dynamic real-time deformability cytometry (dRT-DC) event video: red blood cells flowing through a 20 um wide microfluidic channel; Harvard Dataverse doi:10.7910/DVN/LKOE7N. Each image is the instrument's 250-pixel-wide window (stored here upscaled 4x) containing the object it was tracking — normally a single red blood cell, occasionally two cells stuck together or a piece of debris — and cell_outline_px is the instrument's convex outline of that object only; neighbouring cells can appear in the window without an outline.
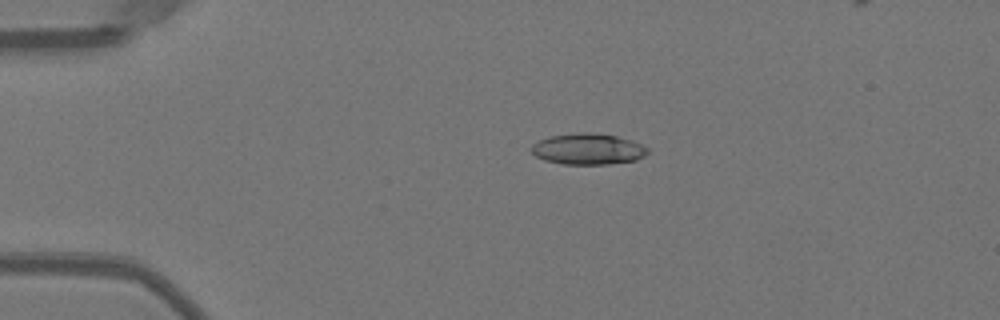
{"species": "Egyptian fruit bat (a non-hibernating species)", "species_latin": "Rousettus aegyptiacus", "temperature_condition": "warm", "stored_images_in_passage": 52, "camera_frame_rate_fps": 3000, "um_per_image_px": 0.085, "animal": {"sex": "female"}, "frame": {"image": 1, "passage_image": 11, "time_ms": 3.333, "image_size_px": [1000, 320], "cell_outline_px": [[648, 152], [644, 156], [636, 160], [608, 164], [564, 164], [544, 160], [536, 156], [532, 152], [532, 144], [548, 136], [580, 132], [592, 132], [616, 136], [632, 140], [648, 148]], "centroid_in_image_um": [49.98, 12.66], "position_along_channel_um": 35.0, "area_um2": 21.04}}
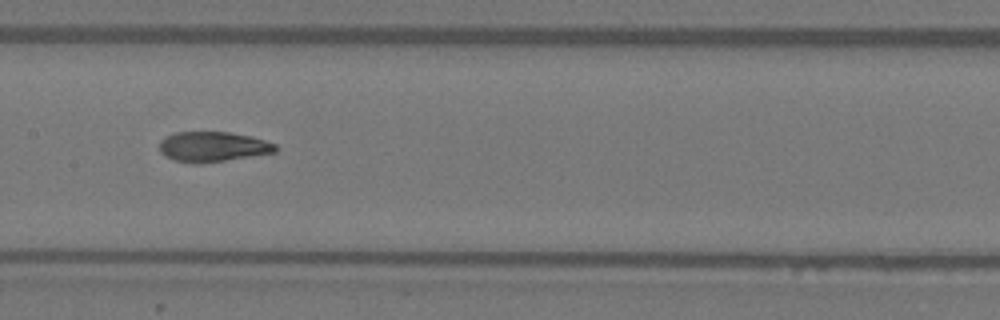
{"frame": {"image": 2, "passage_image": 26, "time_ms": 8.333, "image_size_px": [1000, 320], "cell_outline_px": [[276, 152], [200, 164], [192, 164], [176, 160], [164, 156], [160, 152], [160, 140], [172, 132], [228, 132], [252, 136], [276, 144]], "centroid_in_image_um": [18.05, 12.47], "position_along_channel_um": 189.3, "area_um2": 20.4}}
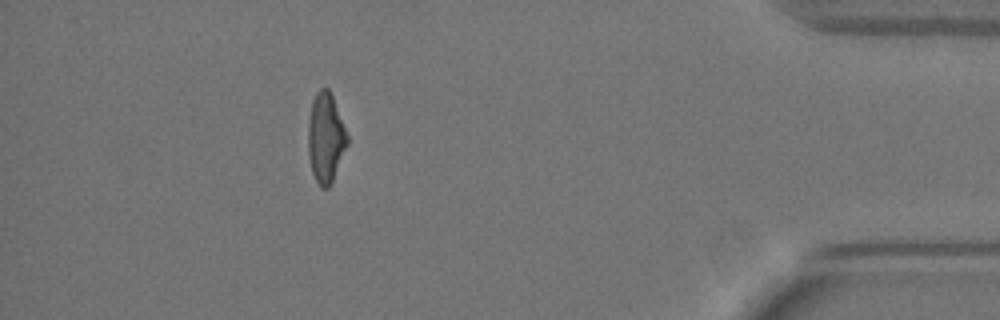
{"frame": {"image": 3, "passage_image": 46, "time_ms": 15.0, "image_size_px": [1000, 320], "cell_outline_px": [[348, 144], [332, 180], [328, 188], [320, 188], [312, 172], [308, 156], [308, 120], [312, 100], [316, 92], [320, 88], [328, 88], [332, 96], [348, 136]], "centroid_in_image_um": [27.66, 11.71], "position_along_channel_um": 407.5, "area_um2": 20.35}, "authors_computed_cell_mechanics": {"area_um2": 20.808, "velocity_mm_per_s": 3.9974, "shape_relaxation_time_tau1_ms": 4.8687, "shape_relaxation_time_tau2_ms": 2.9341, "deformation_change_tau1": 0.2101, "deformation_change_tau2": 0.1034}}